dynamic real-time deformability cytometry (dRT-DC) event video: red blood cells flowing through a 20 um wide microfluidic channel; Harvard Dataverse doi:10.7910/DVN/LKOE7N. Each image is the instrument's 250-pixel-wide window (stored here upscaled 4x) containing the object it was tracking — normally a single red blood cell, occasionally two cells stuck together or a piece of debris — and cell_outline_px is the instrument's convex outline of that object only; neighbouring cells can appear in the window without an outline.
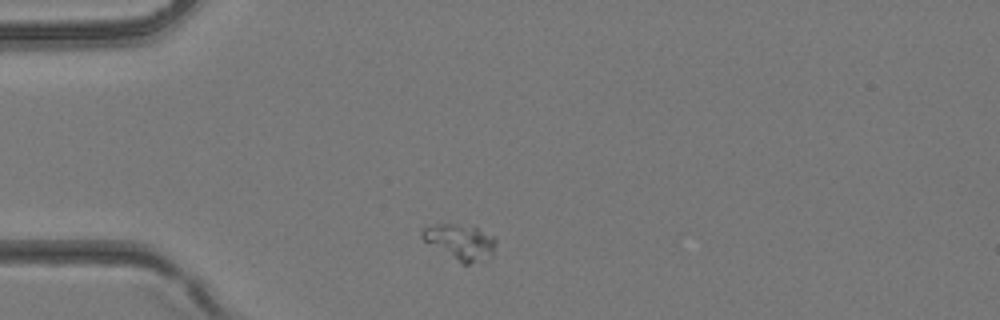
{"species": "common noctule bat (a hibernating species)", "species_latin": "Nyctalus noctula", "temperature_condition": "room temperature", "stored_images_in_passage": 1, "camera_frame_rate_fps": 3000, "um_per_image_px": 0.085, "animal": {"sex": "female", "body_mass_g": 24.6, "forearm_length_mm": 56.2}, "frame": {"image": 1, "passage_image": 1, "time_ms": 0.0, "image_size_px": [1000, 320], "cell_outline_px": [[496, 244], [492, 260], [468, 264], [460, 264], [424, 240], [420, 236], [420, 232], [424, 228], [440, 224], [456, 224], [476, 228], [492, 236], [496, 240]], "centroid_in_image_um": [39.17, 20.62], "position_along_channel_um": 45.8, "area_um2": 15.37}}